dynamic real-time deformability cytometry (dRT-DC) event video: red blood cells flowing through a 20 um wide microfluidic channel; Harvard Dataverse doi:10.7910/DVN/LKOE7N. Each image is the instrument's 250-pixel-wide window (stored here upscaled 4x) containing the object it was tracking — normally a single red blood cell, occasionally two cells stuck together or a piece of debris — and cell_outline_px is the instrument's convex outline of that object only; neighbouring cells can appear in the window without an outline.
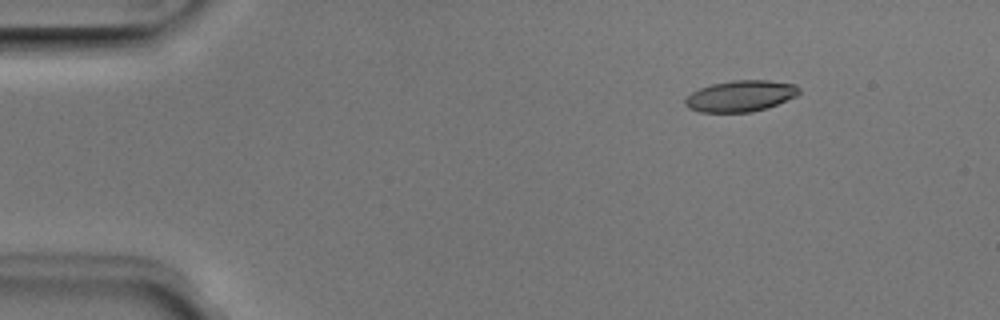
{"species": "Egyptian fruit bat (a non-hibernating species)", "species_latin": "Rousettus aegyptiacus", "temperature_condition": "room temperature", "stored_images_in_passage": 3, "camera_frame_rate_fps": 3000, "um_per_image_px": 0.085, "animal": {"sex": "male"}, "frame": {"image": 1, "passage_image": 1, "time_ms": 0.0, "image_size_px": [1000, 320], "cell_outline_px": [[800, 92], [796, 96], [768, 108], [752, 112], [700, 112], [688, 108], [684, 104], [684, 100], [692, 92], [700, 88], [712, 84], [732, 80], [768, 80], [796, 84], [800, 88]], "centroid_in_image_um": [62.96, 8.16], "position_along_channel_um": 22.0, "area_um2": 20.81}}
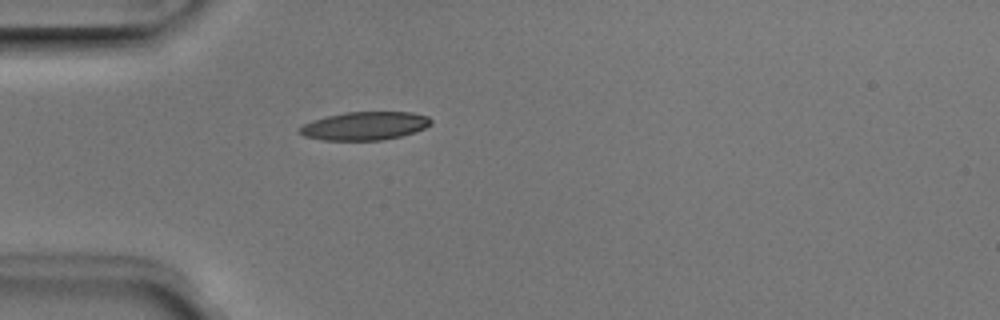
{"frame": {"image": 2, "passage_image": 3, "time_ms": 0.667, "image_size_px": [1000, 320], "cell_outline_px": [[432, 124], [416, 132], [400, 136], [380, 140], [324, 140], [304, 136], [296, 132], [296, 128], [312, 120], [344, 112], [412, 112], [428, 116], [432, 120]], "centroid_in_image_um": [30.98, 10.7], "position_along_channel_um": 54.0, "area_um2": 21.79}}